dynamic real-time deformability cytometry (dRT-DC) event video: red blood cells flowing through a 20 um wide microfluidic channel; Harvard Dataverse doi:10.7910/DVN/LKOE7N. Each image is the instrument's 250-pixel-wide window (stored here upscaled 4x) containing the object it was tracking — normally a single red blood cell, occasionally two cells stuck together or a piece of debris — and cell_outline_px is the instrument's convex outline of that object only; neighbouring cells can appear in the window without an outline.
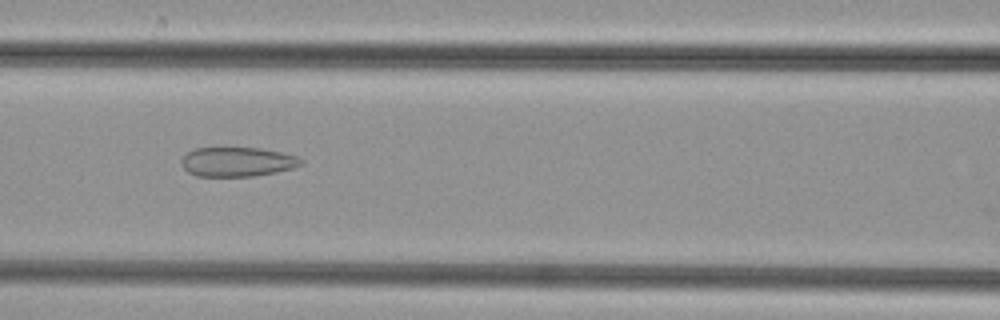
{"species": "common noctule bat (a hibernating species)", "species_latin": "Nyctalus noctula", "temperature_condition": "cold", "stored_images_in_passage": 21, "camera_frame_rate_fps": 3000, "um_per_image_px": 0.085, "animal": {"sex": "female", "body_mass_g": 29.2, "forearm_length_mm": 56.3}, "frame": {"image": 1, "passage_image": 7, "time_ms": 2.0, "image_size_px": [1000, 320], "cell_outline_px": [[304, 164], [292, 168], [276, 172], [252, 176], [196, 176], [188, 172], [180, 164], [180, 160], [188, 152], [196, 148], [260, 148], [280, 152], [296, 156], [304, 160]], "centroid_in_image_um": [20.17, 13.76], "position_along_channel_um": 146.4, "area_um2": 20.46}}
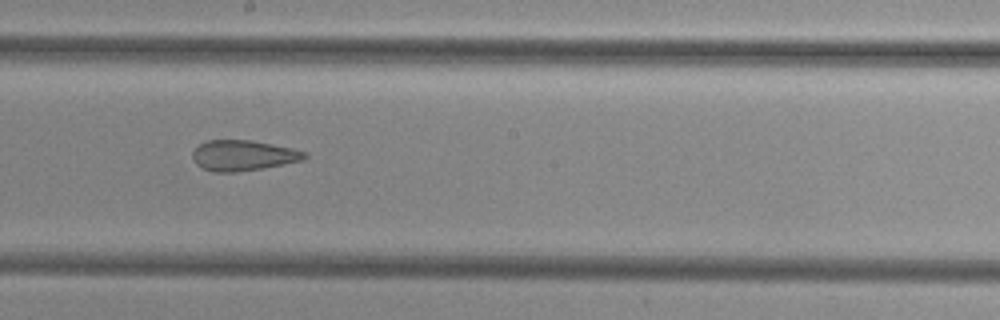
{"frame": {"image": 2, "passage_image": 13, "time_ms": 4.0, "image_size_px": [1000, 320], "cell_outline_px": [[308, 156], [304, 160], [264, 168], [236, 172], [212, 172], [196, 164], [192, 156], [192, 152], [200, 144], [208, 140], [252, 140], [292, 148], [308, 152]], "centroid_in_image_um": [20.7, 13.21], "position_along_channel_um": 227.5, "area_um2": 20.0}}
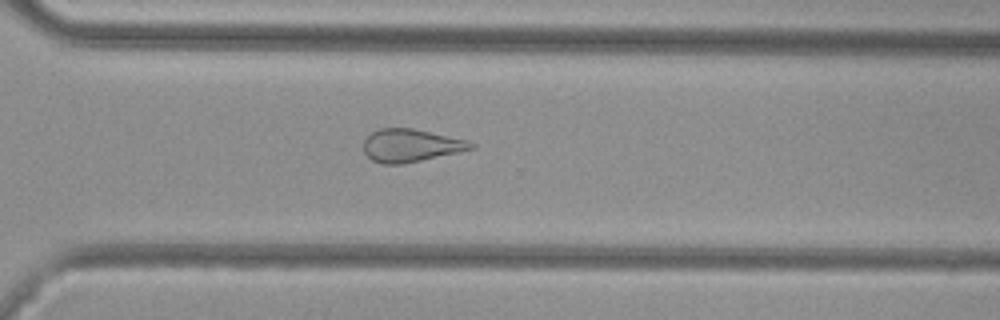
{"frame": {"image": 3, "passage_image": 21, "time_ms": 6.667, "image_size_px": [1000, 320], "cell_outline_px": [[476, 148], [420, 160], [400, 164], [380, 164], [372, 160], [364, 152], [364, 140], [372, 132], [380, 128], [412, 128], [468, 140], [476, 144]], "centroid_in_image_um": [34.92, 12.36], "position_along_channel_um": 335.7, "area_um2": 20.4}}